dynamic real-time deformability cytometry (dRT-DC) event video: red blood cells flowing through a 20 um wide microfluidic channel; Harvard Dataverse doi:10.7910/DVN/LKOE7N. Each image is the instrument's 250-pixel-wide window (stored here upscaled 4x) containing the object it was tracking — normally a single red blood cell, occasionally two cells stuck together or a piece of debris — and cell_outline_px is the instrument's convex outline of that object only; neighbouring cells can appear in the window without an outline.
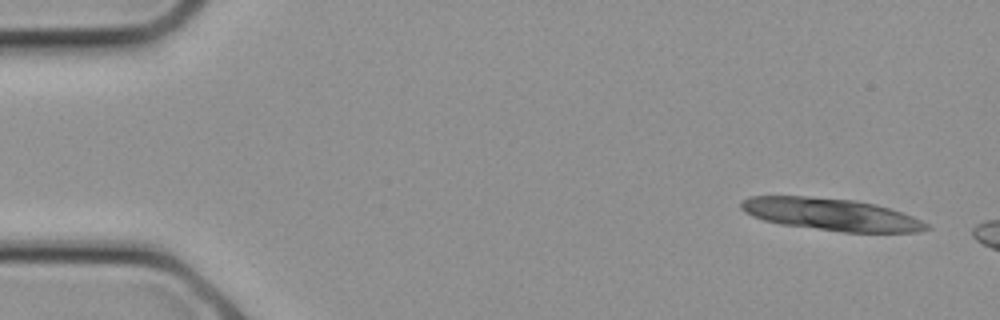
{"species": "common noctule bat (a hibernating species)", "species_latin": "Nyctalus noctula", "temperature_condition": "cold", "stored_images_in_passage": 5, "camera_frame_rate_fps": 3000, "um_per_image_px": 0.085, "animal": {"sex": "female", "body_mass_g": 21.9}, "frame": {"image": 1, "passage_image": 2, "time_ms": 0.333, "image_size_px": [1000, 320], "cell_outline_px": [[932, 228], [916, 232], [844, 232], [780, 224], [764, 220], [752, 216], [744, 212], [740, 208], [740, 200], [748, 196], [808, 196], [856, 200], [876, 204], [912, 216], [928, 224]], "centroid_in_image_um": [70.59, 18.21], "position_along_channel_um": 14.4, "area_um2": 34.85}}